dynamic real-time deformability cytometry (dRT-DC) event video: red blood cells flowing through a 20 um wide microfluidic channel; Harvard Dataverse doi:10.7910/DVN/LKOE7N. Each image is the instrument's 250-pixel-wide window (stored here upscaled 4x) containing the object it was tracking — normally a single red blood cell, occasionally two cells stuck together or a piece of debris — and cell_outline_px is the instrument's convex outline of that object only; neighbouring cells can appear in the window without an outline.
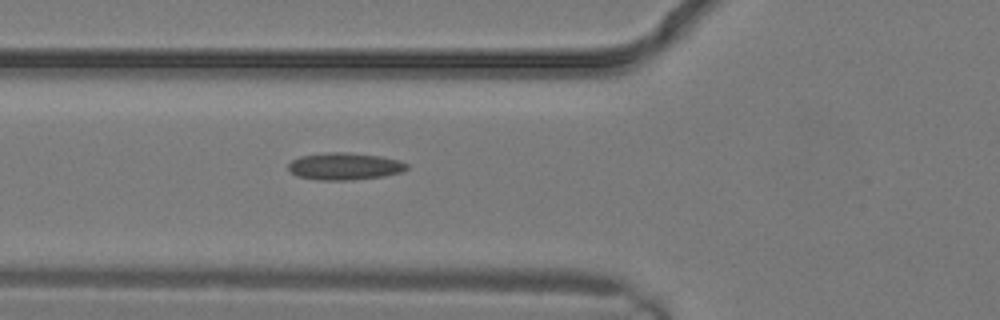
{"species": "common noctule bat (a hibernating species)", "species_latin": "Nyctalus noctula", "temperature_condition": "warm", "stored_images_in_passage": 10, "camera_frame_rate_fps": 3000, "um_per_image_px": 0.085, "animal": {"sex": "male", "body_mass_g": 19.2, "forearm_length_mm": 51.8}, "frame": {"image": 1, "passage_image": 10, "time_ms": 3.0, "image_size_px": [1000, 320], "cell_outline_px": [[408, 168], [404, 172], [384, 176], [352, 180], [320, 180], [296, 176], [288, 172], [288, 164], [292, 160], [300, 156], [324, 152], [348, 152], [380, 156], [400, 160], [408, 164]], "centroid_in_image_um": [29.29, 14.13], "position_along_channel_um": 96.5, "area_um2": 19.07}}